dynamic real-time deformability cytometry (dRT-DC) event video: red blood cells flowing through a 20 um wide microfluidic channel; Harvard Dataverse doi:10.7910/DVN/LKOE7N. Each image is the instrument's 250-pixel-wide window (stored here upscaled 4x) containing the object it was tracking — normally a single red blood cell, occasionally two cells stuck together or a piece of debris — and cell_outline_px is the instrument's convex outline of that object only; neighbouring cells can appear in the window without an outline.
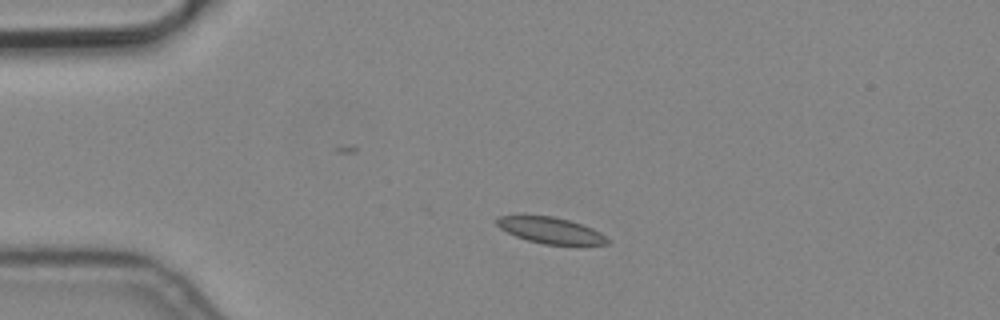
{"species": "common noctule bat (a hibernating species)", "species_latin": "Nyctalus noctula", "temperature_condition": "cold", "stored_images_in_passage": 2, "camera_frame_rate_fps": 3000, "um_per_image_px": 0.085, "animal": {"sex": "male", "body_mass_g": 19.2, "forearm_length_mm": 51.8}, "frame": {"image": 1, "passage_image": 1, "time_ms": 0.0, "image_size_px": [1000, 320], "cell_outline_px": [[612, 240], [608, 244], [544, 244], [528, 240], [516, 236], [500, 228], [496, 224], [496, 216], [552, 216], [568, 220], [592, 228], [600, 232]], "centroid_in_image_um": [46.82, 19.58], "position_along_channel_um": 38.2, "area_um2": 16.59}}